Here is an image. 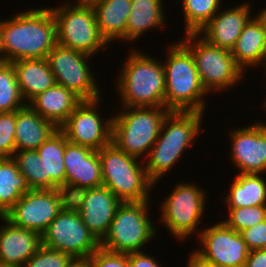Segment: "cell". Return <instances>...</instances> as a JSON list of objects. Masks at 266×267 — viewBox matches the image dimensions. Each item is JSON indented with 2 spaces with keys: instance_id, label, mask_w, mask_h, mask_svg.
I'll list each match as a JSON object with an SVG mask.
<instances>
[{
  "instance_id": "obj_32",
  "label": "cell",
  "mask_w": 266,
  "mask_h": 267,
  "mask_svg": "<svg viewBox=\"0 0 266 267\" xmlns=\"http://www.w3.org/2000/svg\"><path fill=\"white\" fill-rule=\"evenodd\" d=\"M30 189H44V168L36 150L15 151L12 156Z\"/></svg>"
},
{
  "instance_id": "obj_47",
  "label": "cell",
  "mask_w": 266,
  "mask_h": 267,
  "mask_svg": "<svg viewBox=\"0 0 266 267\" xmlns=\"http://www.w3.org/2000/svg\"><path fill=\"white\" fill-rule=\"evenodd\" d=\"M263 63L266 65V53H265V57H264Z\"/></svg>"
},
{
  "instance_id": "obj_24",
  "label": "cell",
  "mask_w": 266,
  "mask_h": 267,
  "mask_svg": "<svg viewBox=\"0 0 266 267\" xmlns=\"http://www.w3.org/2000/svg\"><path fill=\"white\" fill-rule=\"evenodd\" d=\"M131 4L132 0H96L91 3L99 32L108 44L126 36Z\"/></svg>"
},
{
  "instance_id": "obj_30",
  "label": "cell",
  "mask_w": 266,
  "mask_h": 267,
  "mask_svg": "<svg viewBox=\"0 0 266 267\" xmlns=\"http://www.w3.org/2000/svg\"><path fill=\"white\" fill-rule=\"evenodd\" d=\"M25 105L27 100L22 97L12 63L0 65V113L17 111Z\"/></svg>"
},
{
  "instance_id": "obj_21",
  "label": "cell",
  "mask_w": 266,
  "mask_h": 267,
  "mask_svg": "<svg viewBox=\"0 0 266 267\" xmlns=\"http://www.w3.org/2000/svg\"><path fill=\"white\" fill-rule=\"evenodd\" d=\"M82 101L73 91L55 84L27 104L41 117L59 128Z\"/></svg>"
},
{
  "instance_id": "obj_16",
  "label": "cell",
  "mask_w": 266,
  "mask_h": 267,
  "mask_svg": "<svg viewBox=\"0 0 266 267\" xmlns=\"http://www.w3.org/2000/svg\"><path fill=\"white\" fill-rule=\"evenodd\" d=\"M231 131L230 157L239 174L266 172V124L257 122Z\"/></svg>"
},
{
  "instance_id": "obj_11",
  "label": "cell",
  "mask_w": 266,
  "mask_h": 267,
  "mask_svg": "<svg viewBox=\"0 0 266 267\" xmlns=\"http://www.w3.org/2000/svg\"><path fill=\"white\" fill-rule=\"evenodd\" d=\"M42 245L70 255L88 259L100 242L89 231L78 212L61 211L41 235Z\"/></svg>"
},
{
  "instance_id": "obj_40",
  "label": "cell",
  "mask_w": 266,
  "mask_h": 267,
  "mask_svg": "<svg viewBox=\"0 0 266 267\" xmlns=\"http://www.w3.org/2000/svg\"><path fill=\"white\" fill-rule=\"evenodd\" d=\"M244 267H266V249L249 251Z\"/></svg>"
},
{
  "instance_id": "obj_38",
  "label": "cell",
  "mask_w": 266,
  "mask_h": 267,
  "mask_svg": "<svg viewBox=\"0 0 266 267\" xmlns=\"http://www.w3.org/2000/svg\"><path fill=\"white\" fill-rule=\"evenodd\" d=\"M249 251L266 249V220L240 232Z\"/></svg>"
},
{
  "instance_id": "obj_46",
  "label": "cell",
  "mask_w": 266,
  "mask_h": 267,
  "mask_svg": "<svg viewBox=\"0 0 266 267\" xmlns=\"http://www.w3.org/2000/svg\"><path fill=\"white\" fill-rule=\"evenodd\" d=\"M0 267H23V266H4V265H0Z\"/></svg>"
},
{
  "instance_id": "obj_19",
  "label": "cell",
  "mask_w": 266,
  "mask_h": 267,
  "mask_svg": "<svg viewBox=\"0 0 266 267\" xmlns=\"http://www.w3.org/2000/svg\"><path fill=\"white\" fill-rule=\"evenodd\" d=\"M121 203L104 185L88 189L82 208L78 213L99 242L107 234L110 223Z\"/></svg>"
},
{
  "instance_id": "obj_37",
  "label": "cell",
  "mask_w": 266,
  "mask_h": 267,
  "mask_svg": "<svg viewBox=\"0 0 266 267\" xmlns=\"http://www.w3.org/2000/svg\"><path fill=\"white\" fill-rule=\"evenodd\" d=\"M90 267H129L127 253L109 252L99 247L89 258Z\"/></svg>"
},
{
  "instance_id": "obj_15",
  "label": "cell",
  "mask_w": 266,
  "mask_h": 267,
  "mask_svg": "<svg viewBox=\"0 0 266 267\" xmlns=\"http://www.w3.org/2000/svg\"><path fill=\"white\" fill-rule=\"evenodd\" d=\"M56 189H31L4 215L13 225L42 235L61 212Z\"/></svg>"
},
{
  "instance_id": "obj_43",
  "label": "cell",
  "mask_w": 266,
  "mask_h": 267,
  "mask_svg": "<svg viewBox=\"0 0 266 267\" xmlns=\"http://www.w3.org/2000/svg\"><path fill=\"white\" fill-rule=\"evenodd\" d=\"M257 20L261 23L263 29L266 32V8L262 9L257 16H255Z\"/></svg>"
},
{
  "instance_id": "obj_39",
  "label": "cell",
  "mask_w": 266,
  "mask_h": 267,
  "mask_svg": "<svg viewBox=\"0 0 266 267\" xmlns=\"http://www.w3.org/2000/svg\"><path fill=\"white\" fill-rule=\"evenodd\" d=\"M128 263L129 267H161L154 257H150L143 251L128 253Z\"/></svg>"
},
{
  "instance_id": "obj_28",
  "label": "cell",
  "mask_w": 266,
  "mask_h": 267,
  "mask_svg": "<svg viewBox=\"0 0 266 267\" xmlns=\"http://www.w3.org/2000/svg\"><path fill=\"white\" fill-rule=\"evenodd\" d=\"M259 174H238L224 201L229 208L266 205V181Z\"/></svg>"
},
{
  "instance_id": "obj_5",
  "label": "cell",
  "mask_w": 266,
  "mask_h": 267,
  "mask_svg": "<svg viewBox=\"0 0 266 267\" xmlns=\"http://www.w3.org/2000/svg\"><path fill=\"white\" fill-rule=\"evenodd\" d=\"M103 185L121 202L150 200L155 185L137 157L118 149L112 142L98 151ZM151 187V188H150Z\"/></svg>"
},
{
  "instance_id": "obj_33",
  "label": "cell",
  "mask_w": 266,
  "mask_h": 267,
  "mask_svg": "<svg viewBox=\"0 0 266 267\" xmlns=\"http://www.w3.org/2000/svg\"><path fill=\"white\" fill-rule=\"evenodd\" d=\"M228 210L229 216L223 222L239 233L266 220V205L229 208Z\"/></svg>"
},
{
  "instance_id": "obj_25",
  "label": "cell",
  "mask_w": 266,
  "mask_h": 267,
  "mask_svg": "<svg viewBox=\"0 0 266 267\" xmlns=\"http://www.w3.org/2000/svg\"><path fill=\"white\" fill-rule=\"evenodd\" d=\"M266 53V32L256 17L245 25L231 54L236 64L244 71L247 66L263 64Z\"/></svg>"
},
{
  "instance_id": "obj_7",
  "label": "cell",
  "mask_w": 266,
  "mask_h": 267,
  "mask_svg": "<svg viewBox=\"0 0 266 267\" xmlns=\"http://www.w3.org/2000/svg\"><path fill=\"white\" fill-rule=\"evenodd\" d=\"M149 203V200L122 202L100 247L114 253L142 252V247L157 232L147 214Z\"/></svg>"
},
{
  "instance_id": "obj_41",
  "label": "cell",
  "mask_w": 266,
  "mask_h": 267,
  "mask_svg": "<svg viewBox=\"0 0 266 267\" xmlns=\"http://www.w3.org/2000/svg\"><path fill=\"white\" fill-rule=\"evenodd\" d=\"M189 256V261H187L188 264L186 265L187 267H217L214 264L202 260L194 252H192V254H190Z\"/></svg>"
},
{
  "instance_id": "obj_34",
  "label": "cell",
  "mask_w": 266,
  "mask_h": 267,
  "mask_svg": "<svg viewBox=\"0 0 266 267\" xmlns=\"http://www.w3.org/2000/svg\"><path fill=\"white\" fill-rule=\"evenodd\" d=\"M16 111L0 113V157L12 158L15 148Z\"/></svg>"
},
{
  "instance_id": "obj_36",
  "label": "cell",
  "mask_w": 266,
  "mask_h": 267,
  "mask_svg": "<svg viewBox=\"0 0 266 267\" xmlns=\"http://www.w3.org/2000/svg\"><path fill=\"white\" fill-rule=\"evenodd\" d=\"M71 259L66 253L42 245L23 267H64Z\"/></svg>"
},
{
  "instance_id": "obj_13",
  "label": "cell",
  "mask_w": 266,
  "mask_h": 267,
  "mask_svg": "<svg viewBox=\"0 0 266 267\" xmlns=\"http://www.w3.org/2000/svg\"><path fill=\"white\" fill-rule=\"evenodd\" d=\"M99 102L83 100L59 127L68 142L96 151L111 143L112 117L103 122L98 114Z\"/></svg>"
},
{
  "instance_id": "obj_26",
  "label": "cell",
  "mask_w": 266,
  "mask_h": 267,
  "mask_svg": "<svg viewBox=\"0 0 266 267\" xmlns=\"http://www.w3.org/2000/svg\"><path fill=\"white\" fill-rule=\"evenodd\" d=\"M65 135L58 128L36 150L44 168V189H57L66 179L64 165Z\"/></svg>"
},
{
  "instance_id": "obj_42",
  "label": "cell",
  "mask_w": 266,
  "mask_h": 267,
  "mask_svg": "<svg viewBox=\"0 0 266 267\" xmlns=\"http://www.w3.org/2000/svg\"><path fill=\"white\" fill-rule=\"evenodd\" d=\"M64 267H90L88 259L72 258Z\"/></svg>"
},
{
  "instance_id": "obj_10",
  "label": "cell",
  "mask_w": 266,
  "mask_h": 267,
  "mask_svg": "<svg viewBox=\"0 0 266 267\" xmlns=\"http://www.w3.org/2000/svg\"><path fill=\"white\" fill-rule=\"evenodd\" d=\"M201 189L197 184L178 183L169 197L164 199L161 219L174 237L186 240L192 233L199 235L198 223L206 207V192Z\"/></svg>"
},
{
  "instance_id": "obj_8",
  "label": "cell",
  "mask_w": 266,
  "mask_h": 267,
  "mask_svg": "<svg viewBox=\"0 0 266 267\" xmlns=\"http://www.w3.org/2000/svg\"><path fill=\"white\" fill-rule=\"evenodd\" d=\"M72 3L50 8L56 22L57 44L93 56L108 43L99 32L91 4Z\"/></svg>"
},
{
  "instance_id": "obj_20",
  "label": "cell",
  "mask_w": 266,
  "mask_h": 267,
  "mask_svg": "<svg viewBox=\"0 0 266 267\" xmlns=\"http://www.w3.org/2000/svg\"><path fill=\"white\" fill-rule=\"evenodd\" d=\"M250 4H241L218 13L198 32L209 43L231 51L248 21Z\"/></svg>"
},
{
  "instance_id": "obj_27",
  "label": "cell",
  "mask_w": 266,
  "mask_h": 267,
  "mask_svg": "<svg viewBox=\"0 0 266 267\" xmlns=\"http://www.w3.org/2000/svg\"><path fill=\"white\" fill-rule=\"evenodd\" d=\"M163 0H132L131 13L128 17L126 36L122 40L133 41L149 29L162 27L164 24ZM161 25V26H160Z\"/></svg>"
},
{
  "instance_id": "obj_17",
  "label": "cell",
  "mask_w": 266,
  "mask_h": 267,
  "mask_svg": "<svg viewBox=\"0 0 266 267\" xmlns=\"http://www.w3.org/2000/svg\"><path fill=\"white\" fill-rule=\"evenodd\" d=\"M63 161L65 182L88 189L103 185L98 151L68 142L65 137Z\"/></svg>"
},
{
  "instance_id": "obj_4",
  "label": "cell",
  "mask_w": 266,
  "mask_h": 267,
  "mask_svg": "<svg viewBox=\"0 0 266 267\" xmlns=\"http://www.w3.org/2000/svg\"><path fill=\"white\" fill-rule=\"evenodd\" d=\"M137 50L131 51L118 75V92L123 107L165 106L163 64Z\"/></svg>"
},
{
  "instance_id": "obj_18",
  "label": "cell",
  "mask_w": 266,
  "mask_h": 267,
  "mask_svg": "<svg viewBox=\"0 0 266 267\" xmlns=\"http://www.w3.org/2000/svg\"><path fill=\"white\" fill-rule=\"evenodd\" d=\"M0 219L6 223L0 227V265L23 266L42 246L41 234Z\"/></svg>"
},
{
  "instance_id": "obj_35",
  "label": "cell",
  "mask_w": 266,
  "mask_h": 267,
  "mask_svg": "<svg viewBox=\"0 0 266 267\" xmlns=\"http://www.w3.org/2000/svg\"><path fill=\"white\" fill-rule=\"evenodd\" d=\"M61 210L79 212L86 198L88 188L65 182L57 187Z\"/></svg>"
},
{
  "instance_id": "obj_44",
  "label": "cell",
  "mask_w": 266,
  "mask_h": 267,
  "mask_svg": "<svg viewBox=\"0 0 266 267\" xmlns=\"http://www.w3.org/2000/svg\"><path fill=\"white\" fill-rule=\"evenodd\" d=\"M7 60L5 58V55L3 53V50H2V43H1V35H0V65L6 63Z\"/></svg>"
},
{
  "instance_id": "obj_3",
  "label": "cell",
  "mask_w": 266,
  "mask_h": 267,
  "mask_svg": "<svg viewBox=\"0 0 266 267\" xmlns=\"http://www.w3.org/2000/svg\"><path fill=\"white\" fill-rule=\"evenodd\" d=\"M165 73V107L170 111L205 112L204 89L191 51L181 42L169 46Z\"/></svg>"
},
{
  "instance_id": "obj_45",
  "label": "cell",
  "mask_w": 266,
  "mask_h": 267,
  "mask_svg": "<svg viewBox=\"0 0 266 267\" xmlns=\"http://www.w3.org/2000/svg\"><path fill=\"white\" fill-rule=\"evenodd\" d=\"M93 1L96 0H77L78 3H84V4H91Z\"/></svg>"
},
{
  "instance_id": "obj_14",
  "label": "cell",
  "mask_w": 266,
  "mask_h": 267,
  "mask_svg": "<svg viewBox=\"0 0 266 267\" xmlns=\"http://www.w3.org/2000/svg\"><path fill=\"white\" fill-rule=\"evenodd\" d=\"M199 231V241L204 246L194 251L198 257L217 267H244L249 249L239 232L223 220Z\"/></svg>"
},
{
  "instance_id": "obj_6",
  "label": "cell",
  "mask_w": 266,
  "mask_h": 267,
  "mask_svg": "<svg viewBox=\"0 0 266 267\" xmlns=\"http://www.w3.org/2000/svg\"><path fill=\"white\" fill-rule=\"evenodd\" d=\"M123 109L112 118L111 142L128 155L139 158L151 150L170 110L165 106Z\"/></svg>"
},
{
  "instance_id": "obj_29",
  "label": "cell",
  "mask_w": 266,
  "mask_h": 267,
  "mask_svg": "<svg viewBox=\"0 0 266 267\" xmlns=\"http://www.w3.org/2000/svg\"><path fill=\"white\" fill-rule=\"evenodd\" d=\"M26 178L12 158L0 159V216H4L24 193L30 191Z\"/></svg>"
},
{
  "instance_id": "obj_9",
  "label": "cell",
  "mask_w": 266,
  "mask_h": 267,
  "mask_svg": "<svg viewBox=\"0 0 266 267\" xmlns=\"http://www.w3.org/2000/svg\"><path fill=\"white\" fill-rule=\"evenodd\" d=\"M185 35L182 43L191 51L201 83L208 93L228 89L243 79L245 71L236 64L231 51L209 43L198 32Z\"/></svg>"
},
{
  "instance_id": "obj_12",
  "label": "cell",
  "mask_w": 266,
  "mask_h": 267,
  "mask_svg": "<svg viewBox=\"0 0 266 267\" xmlns=\"http://www.w3.org/2000/svg\"><path fill=\"white\" fill-rule=\"evenodd\" d=\"M89 57L92 56L58 44L46 57L56 84L73 91L82 100H96L101 97L95 75H92L88 66Z\"/></svg>"
},
{
  "instance_id": "obj_31",
  "label": "cell",
  "mask_w": 266,
  "mask_h": 267,
  "mask_svg": "<svg viewBox=\"0 0 266 267\" xmlns=\"http://www.w3.org/2000/svg\"><path fill=\"white\" fill-rule=\"evenodd\" d=\"M186 33L199 32L220 11L221 0H182Z\"/></svg>"
},
{
  "instance_id": "obj_2",
  "label": "cell",
  "mask_w": 266,
  "mask_h": 267,
  "mask_svg": "<svg viewBox=\"0 0 266 267\" xmlns=\"http://www.w3.org/2000/svg\"><path fill=\"white\" fill-rule=\"evenodd\" d=\"M203 114L200 111H170L164 118L159 136L148 153V161L145 160L146 172L154 184L174 167L199 135Z\"/></svg>"
},
{
  "instance_id": "obj_23",
  "label": "cell",
  "mask_w": 266,
  "mask_h": 267,
  "mask_svg": "<svg viewBox=\"0 0 266 267\" xmlns=\"http://www.w3.org/2000/svg\"><path fill=\"white\" fill-rule=\"evenodd\" d=\"M12 65L22 97L27 99L28 103L56 84L46 58L21 59L13 61Z\"/></svg>"
},
{
  "instance_id": "obj_22",
  "label": "cell",
  "mask_w": 266,
  "mask_h": 267,
  "mask_svg": "<svg viewBox=\"0 0 266 267\" xmlns=\"http://www.w3.org/2000/svg\"><path fill=\"white\" fill-rule=\"evenodd\" d=\"M58 128L28 104L16 111L15 148L37 150Z\"/></svg>"
},
{
  "instance_id": "obj_1",
  "label": "cell",
  "mask_w": 266,
  "mask_h": 267,
  "mask_svg": "<svg viewBox=\"0 0 266 267\" xmlns=\"http://www.w3.org/2000/svg\"><path fill=\"white\" fill-rule=\"evenodd\" d=\"M2 50L7 62L46 58L57 45L56 22L48 8L31 9L0 20Z\"/></svg>"
}]
</instances>
